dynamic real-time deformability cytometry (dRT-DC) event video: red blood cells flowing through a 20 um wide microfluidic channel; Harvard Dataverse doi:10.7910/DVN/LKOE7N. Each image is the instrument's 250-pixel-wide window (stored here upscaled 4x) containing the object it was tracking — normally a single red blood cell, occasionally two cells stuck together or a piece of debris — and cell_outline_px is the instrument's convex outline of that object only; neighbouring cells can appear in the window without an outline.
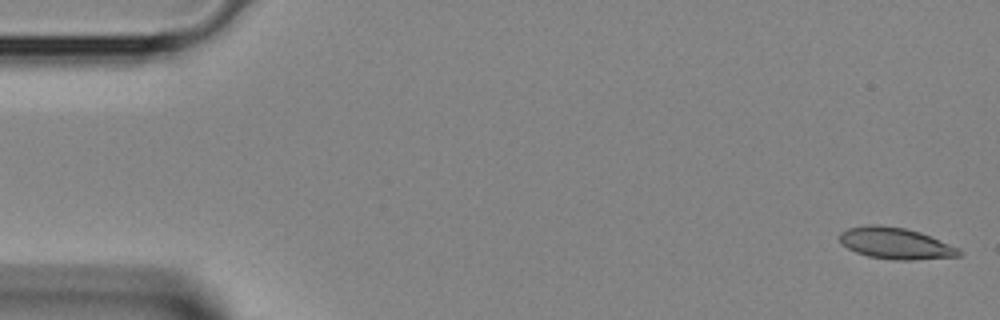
{"species": "Egyptian fruit bat (a non-hibernating species)", "species_latin": "Rousettus aegyptiacus", "temperature_condition": "room temperature", "stored_images_in_passage": 4, "camera_frame_rate_fps": 3000, "um_per_image_px": 0.085, "animal": {"sex": "female"}, "frame": {"image": 1, "passage_image": 1, "time_ms": 0.0, "image_size_px": [1000, 320], "cell_outline_px": [[964, 252], [960, 256], [908, 260], [896, 260], [868, 256], [856, 252], [840, 244], [840, 232], [848, 228], [868, 224], [880, 224], [904, 228], [920, 232], [960, 248]], "centroid_in_image_um": [76.12, 20.67], "position_along_channel_um": 8.9, "area_um2": 21.96}}